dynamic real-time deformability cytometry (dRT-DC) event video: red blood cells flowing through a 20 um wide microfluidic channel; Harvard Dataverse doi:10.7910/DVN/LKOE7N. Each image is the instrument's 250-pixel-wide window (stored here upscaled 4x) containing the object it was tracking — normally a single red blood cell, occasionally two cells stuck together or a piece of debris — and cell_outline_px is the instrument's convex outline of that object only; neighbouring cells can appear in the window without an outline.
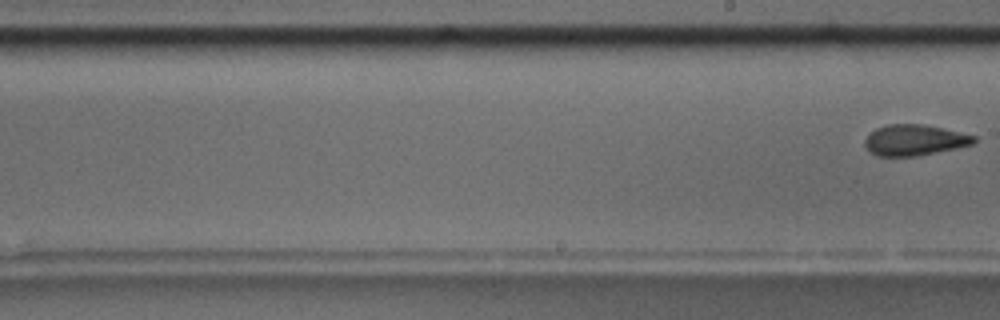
{"species": "common noctule bat (a hibernating species)", "species_latin": "Nyctalus noctula", "temperature_condition": "room temperature", "stored_images_in_passage": 11, "segment_of_instrument_passage": [2, 2], "camera_frame_rate_fps": 3000, "um_per_image_px": 0.085, "animal": {"sex": "male", "body_mass_g": 17.5, "forearm_length_mm": 52.3}, "frame": {"image": 1, "passage_image": 11, "time_ms": 12.667, "image_size_px": [1000, 320], "cell_outline_px": [[976, 140], [972, 144], [956, 148], [916, 156], [876, 156], [868, 152], [864, 144], [864, 140], [876, 128], [888, 124], [920, 124], [940, 128], [976, 136]], "centroid_in_image_um": [77.68, 11.92], "position_along_channel_um": 211.3, "area_um2": 19.42}}